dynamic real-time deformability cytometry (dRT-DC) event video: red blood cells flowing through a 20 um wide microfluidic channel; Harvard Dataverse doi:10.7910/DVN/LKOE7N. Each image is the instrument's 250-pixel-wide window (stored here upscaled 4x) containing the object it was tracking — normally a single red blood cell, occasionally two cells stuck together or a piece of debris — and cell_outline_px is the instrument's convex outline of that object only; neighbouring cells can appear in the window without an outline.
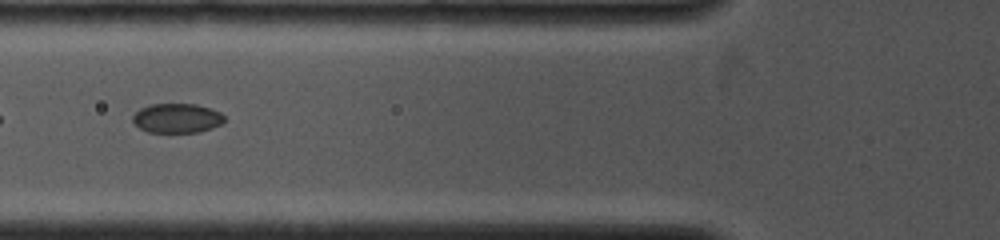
{"species": "common noctule bat (a hibernating species)", "species_latin": "Nyctalus noctula", "temperature_condition": "cold", "stored_images_in_passage": 19, "camera_frame_rate_fps": 4000, "um_per_image_px": 0.085, "animal": {"sex": "female", "body_mass_g": 19.0, "forearm_length_mm": 53.3}, "frame": {"image": 1, "passage_image": 6, "time_ms": 1.25, "image_size_px": [1000, 240], "cell_outline_px": [[224, 120], [220, 124], [212, 128], [200, 132], [148, 132], [132, 124], [132, 116], [140, 108], [148, 104], [196, 104], [212, 108], [220, 112], [224, 116]], "centroid_in_image_um": [15.02, 10.04], "position_along_channel_um": 110.8, "area_um2": 15.9}}
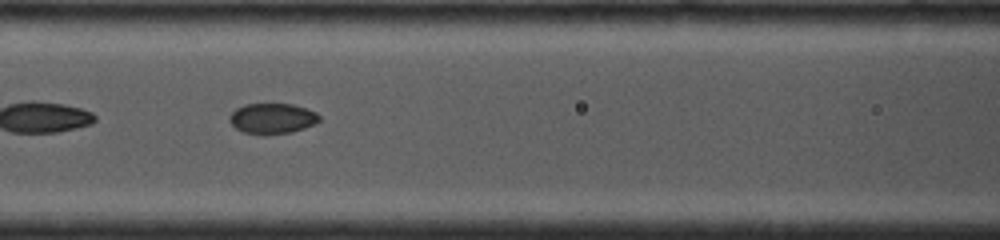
{"frame": {"image": 2, "passage_image": 9, "time_ms": 2.0, "image_size_px": [1000, 240], "cell_outline_px": [[320, 120], [316, 124], [292, 132], [264, 136], [244, 132], [236, 128], [228, 120], [228, 116], [236, 108], [244, 104], [292, 104], [316, 112], [320, 116]], "centroid_in_image_um": [23.13, 10.09], "position_along_channel_um": 143.5, "area_um2": 16.18}}
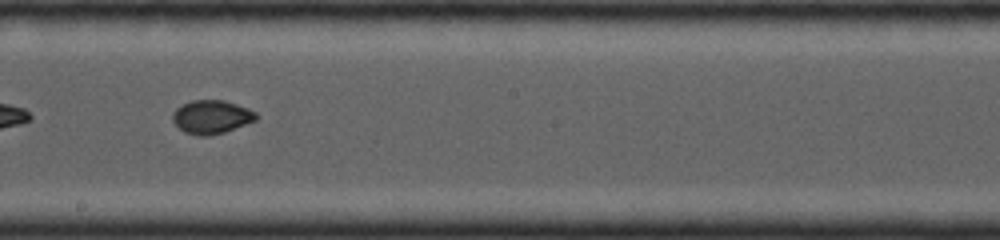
{"frame": {"image": 3, "passage_image": 16, "time_ms": 4.0, "image_size_px": [1000, 240], "cell_outline_px": [[256, 120], [224, 132], [208, 136], [200, 136], [184, 132], [172, 120], [172, 112], [176, 108], [192, 100], [224, 100], [248, 108], [256, 112]], "centroid_in_image_um": [17.96, 9.93], "position_along_channel_um": 230.2, "area_um2": 16.18}}